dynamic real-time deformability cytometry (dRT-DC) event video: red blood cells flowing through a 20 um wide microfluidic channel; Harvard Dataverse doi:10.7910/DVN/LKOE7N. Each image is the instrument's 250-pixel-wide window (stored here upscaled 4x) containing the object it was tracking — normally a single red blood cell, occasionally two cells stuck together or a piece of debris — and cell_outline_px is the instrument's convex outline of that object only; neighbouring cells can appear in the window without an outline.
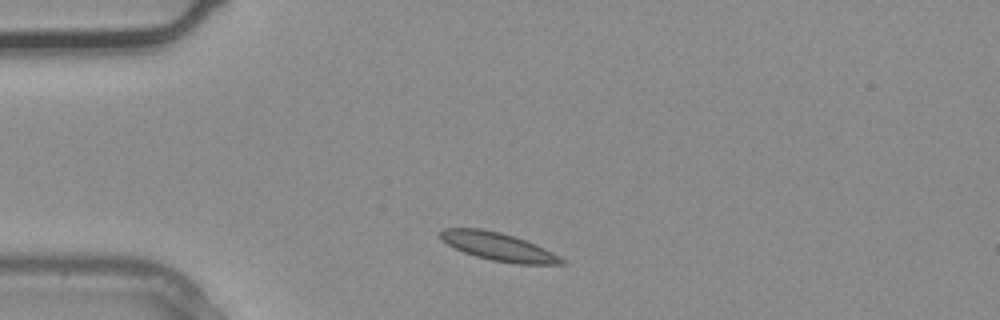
{"species": "common noctule bat (a hibernating species)", "species_latin": "Nyctalus noctula", "temperature_condition": "warm", "stored_images_in_passage": 1, "camera_frame_rate_fps": 3000, "um_per_image_px": 0.085, "animal": {"sex": "male", "body_mass_g": 20.4}, "frame": {"image": 1, "passage_image": 1, "time_ms": 0.0, "image_size_px": [1000, 320], "cell_outline_px": [[568, 264], [516, 264], [492, 260], [476, 256], [464, 252], [440, 240], [440, 232], [444, 228], [480, 228], [500, 232], [536, 244], [560, 256]], "centroid_in_image_um": [42.36, 20.97], "position_along_channel_um": 42.6, "area_um2": 19.65}}